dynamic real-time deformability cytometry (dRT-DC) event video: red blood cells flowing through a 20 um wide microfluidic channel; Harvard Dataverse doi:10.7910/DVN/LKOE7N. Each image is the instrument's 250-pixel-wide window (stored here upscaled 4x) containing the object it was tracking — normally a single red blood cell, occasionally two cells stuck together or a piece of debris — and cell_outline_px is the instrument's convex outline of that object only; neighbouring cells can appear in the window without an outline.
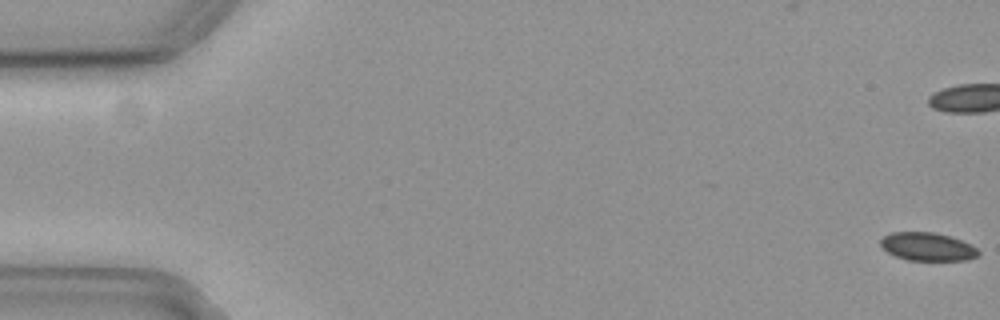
{"species": "common noctule bat (a hibernating species)", "species_latin": "Nyctalus noctula", "temperature_condition": "cold", "stored_images_in_passage": 59, "camera_frame_rate_fps": 3000, "um_per_image_px": 0.085, "animal": {"sex": "female", "body_mass_g": 19.3, "forearm_length_mm": 54.1}, "frame": {"image": 1, "passage_image": 1, "time_ms": 0.0, "image_size_px": [1000, 320], "cell_outline_px": [[980, 256], [968, 260], [908, 260], [896, 256], [888, 252], [880, 244], [880, 240], [884, 236], [892, 232], [932, 232], [948, 236], [960, 240], [976, 248], [980, 252]], "centroid_in_image_um": [78.84, 20.97], "position_along_channel_um": 6.2, "area_um2": 15.9}}
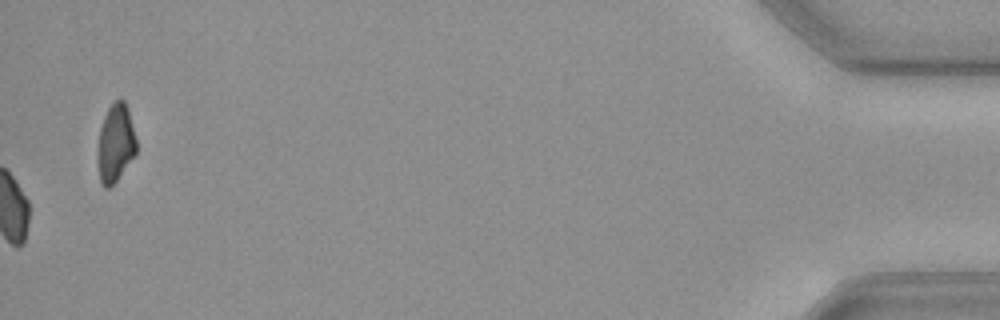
{"frame": {"image": 2, "passage_image": 59, "time_ms": 19.333, "image_size_px": [1000, 320], "cell_outline_px": [[136, 152], [116, 180], [108, 188], [104, 188], [100, 180], [100, 128], [104, 116], [108, 108], [120, 96], [124, 100], [128, 108], [136, 140]], "centroid_in_image_um": [9.86, 12.09], "position_along_channel_um": 425.3, "area_um2": 16.76}}